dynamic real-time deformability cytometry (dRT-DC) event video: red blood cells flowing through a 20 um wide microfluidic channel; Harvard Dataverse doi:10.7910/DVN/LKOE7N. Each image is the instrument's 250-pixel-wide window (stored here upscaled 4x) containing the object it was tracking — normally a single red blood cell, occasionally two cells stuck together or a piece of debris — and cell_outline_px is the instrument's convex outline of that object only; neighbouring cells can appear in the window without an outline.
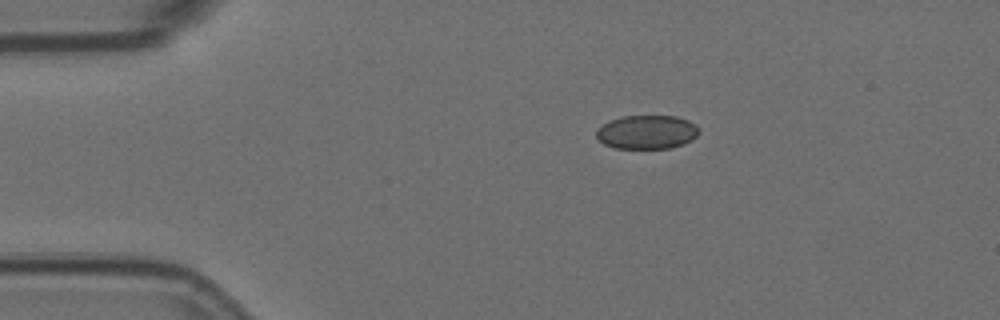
{"species": "Egyptian fruit bat (a non-hibernating species)", "species_latin": "Rousettus aegyptiacus", "temperature_condition": "room temperature", "stored_images_in_passage": 4, "camera_frame_rate_fps": 3000, "um_per_image_px": 0.085, "animal": {"sex": "female"}, "frame": {"image": 1, "passage_image": 1, "time_ms": 0.0, "image_size_px": [1000, 320], "cell_outline_px": [[700, 132], [692, 140], [684, 144], [668, 148], [616, 148], [604, 144], [596, 140], [596, 128], [608, 120], [624, 116], [676, 116], [688, 120], [696, 124]], "centroid_in_image_um": [54.96, 11.22], "position_along_channel_um": 30.0, "area_um2": 20.46}}
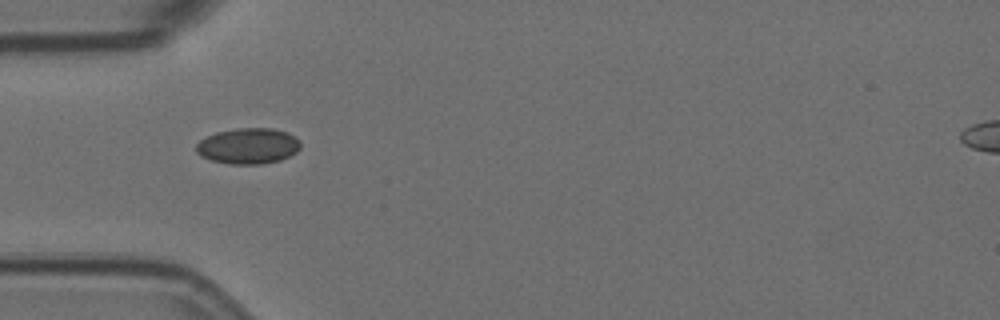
{"frame": {"image": 2, "passage_image": 3, "time_ms": 0.667, "image_size_px": [1000, 320], "cell_outline_px": [[300, 148], [296, 152], [280, 160], [260, 164], [232, 164], [212, 160], [200, 156], [196, 152], [196, 144], [200, 140], [216, 132], [236, 128], [272, 128], [288, 132], [300, 140]], "centroid_in_image_um": [21.1, 12.4], "position_along_channel_um": 63.9, "area_um2": 21.79}}
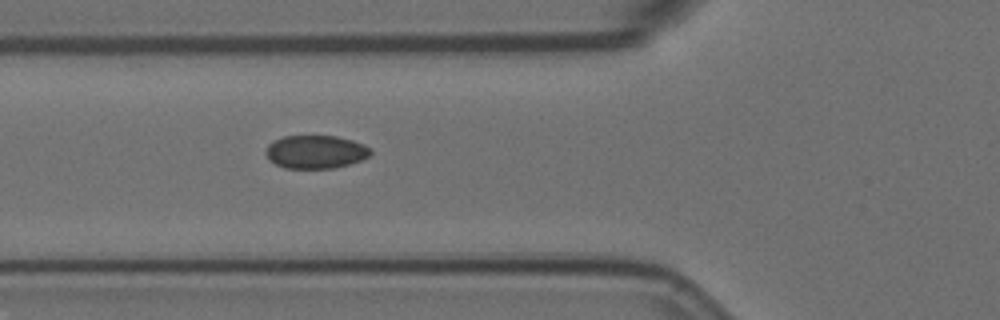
{"frame": {"image": 3, "passage_image": 4, "time_ms": 1.0, "image_size_px": [1000, 320], "cell_outline_px": [[372, 152], [368, 156], [360, 160], [348, 164], [332, 168], [284, 168], [276, 164], [264, 152], [268, 144], [284, 136], [336, 136], [352, 140], [364, 144]], "centroid_in_image_um": [26.82, 12.9], "position_along_channel_um": 99.0, "area_um2": 20.0}}